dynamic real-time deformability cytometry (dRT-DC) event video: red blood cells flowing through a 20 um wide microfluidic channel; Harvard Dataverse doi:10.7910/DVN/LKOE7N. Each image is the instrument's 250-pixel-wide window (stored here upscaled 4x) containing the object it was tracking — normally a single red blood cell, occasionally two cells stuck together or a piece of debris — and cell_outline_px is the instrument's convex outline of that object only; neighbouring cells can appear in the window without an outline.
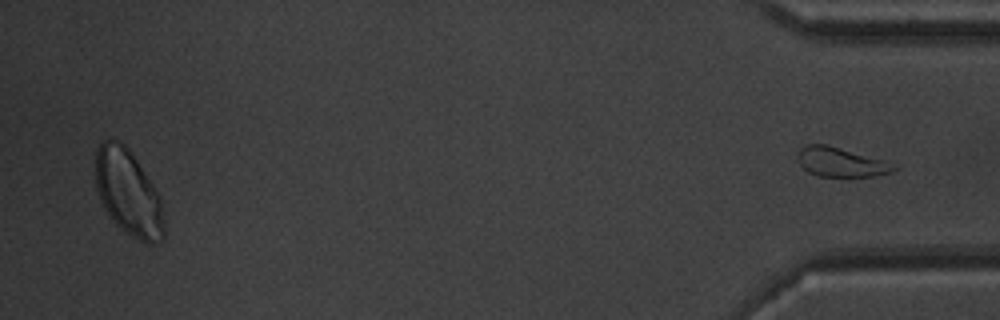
{"species": "common noctule bat (a hibernating species)", "species_latin": "Nyctalus noctula", "temperature_condition": "warm", "stored_images_in_passage": 51, "segment_of_instrument_passage": [2, 2], "camera_frame_rate_fps": 3000, "um_per_image_px": 0.085, "animal": {"sex": "male", "body_mass_g": 20.1, "forearm_length_mm": 53.5}, "frame": {"image": 1, "passage_image": 51, "time_ms": 16.667, "image_size_px": [1000, 320], "cell_outline_px": [[900, 168], [892, 172], [872, 176], [816, 176], [808, 172], [800, 164], [796, 156], [800, 148], [808, 144], [824, 144], [888, 160], [900, 164]], "centroid_in_image_um": [71.55, 13.78], "position_along_channel_um": 363.6, "area_um2": 16.76}}